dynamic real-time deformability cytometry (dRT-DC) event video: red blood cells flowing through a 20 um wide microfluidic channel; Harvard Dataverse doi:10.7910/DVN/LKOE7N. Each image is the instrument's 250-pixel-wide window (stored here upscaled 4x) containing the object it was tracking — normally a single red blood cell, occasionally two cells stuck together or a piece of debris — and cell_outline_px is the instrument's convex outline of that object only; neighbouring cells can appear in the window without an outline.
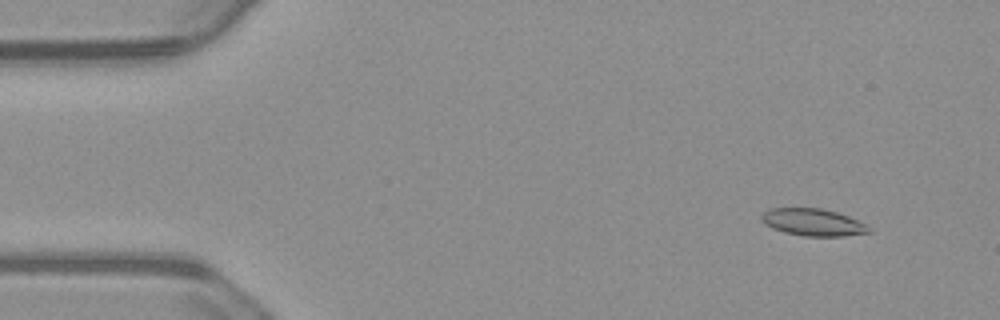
{"species": "common noctule bat (a hibernating species)", "species_latin": "Nyctalus noctula", "temperature_condition": "warm", "stored_images_in_passage": 55, "camera_frame_rate_fps": 3000, "um_per_image_px": 0.085, "animal": {"sex": "male", "body_mass_g": 23.1, "forearm_length_mm": 52.7}, "frame": {"image": 1, "passage_image": 5, "time_ms": 1.333, "image_size_px": [1000, 320], "cell_outline_px": [[872, 232], [844, 236], [804, 236], [784, 232], [772, 228], [764, 224], [760, 220], [760, 216], [768, 208], [820, 208], [836, 212], [848, 216], [868, 224]], "centroid_in_image_um": [69.1, 18.89], "position_along_channel_um": 15.9, "area_um2": 17.17}}
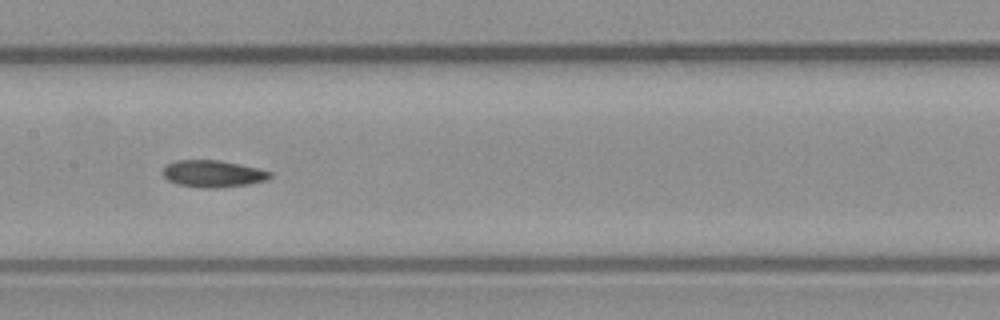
{"frame": {"image": 2, "passage_image": 27, "time_ms": 8.667, "image_size_px": [1000, 320], "cell_outline_px": [[272, 176], [268, 180], [248, 184], [216, 188], [200, 188], [176, 184], [168, 180], [164, 176], [164, 168], [168, 164], [176, 160], [220, 160], [240, 164], [272, 172]], "centroid_in_image_um": [18.12, 14.77], "position_along_channel_um": 189.3, "area_um2": 16.82}}
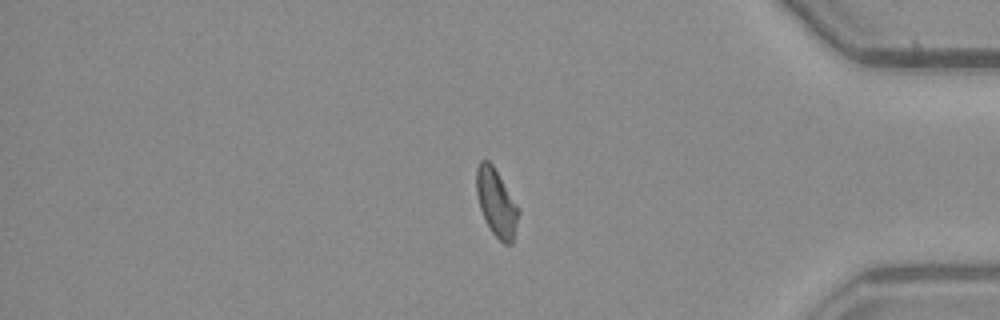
{"frame": {"image": 3, "passage_image": 46, "time_ms": 15.0, "image_size_px": [1000, 320], "cell_outline_px": [[520, 212], [512, 244], [504, 244], [492, 232], [480, 208], [476, 192], [476, 168], [480, 160], [488, 160], [492, 164], [520, 208]], "centroid_in_image_um": [42.2, 17.22], "position_along_channel_um": 393.0, "area_um2": 16.47}, "authors_computed_cell_mechanics": {"area_um2": 16.8198, "velocity_mm_per_s": 3.7127, "shape_relaxation_time_tau1_ms": null, "shape_relaxation_time_tau2_ms": 7.8176, "deformation_change_tau1": null, "deformation_change_tau2": 0.1462}}